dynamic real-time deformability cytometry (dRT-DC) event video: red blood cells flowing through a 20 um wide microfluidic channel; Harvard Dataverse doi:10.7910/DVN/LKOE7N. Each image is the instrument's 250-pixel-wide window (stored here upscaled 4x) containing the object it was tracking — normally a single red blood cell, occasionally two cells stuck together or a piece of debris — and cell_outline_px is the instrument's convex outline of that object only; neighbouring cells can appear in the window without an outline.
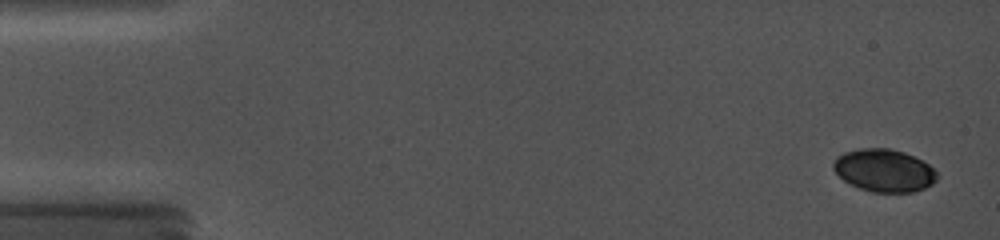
{"species": "common noctule bat (a hibernating species)", "species_latin": "Nyctalus noctula", "temperature_condition": "cold", "stored_images_in_passage": 10, "camera_frame_rate_fps": 5000, "um_per_image_px": 0.085, "animal": {"sex": "female", "body_mass_g": 19.0, "forearm_length_mm": 56.7}, "frame": {"image": 1, "passage_image": 2, "time_ms": 0.6, "image_size_px": [1000, 240], "cell_outline_px": [[940, 176], [932, 184], [924, 188], [912, 192], [872, 192], [860, 188], [844, 180], [832, 168], [832, 164], [836, 156], [844, 152], [860, 148], [888, 148], [904, 152], [928, 164]], "centroid_in_image_um": [75.14, 14.48], "position_along_channel_um": 9.9, "area_um2": 25.66}}
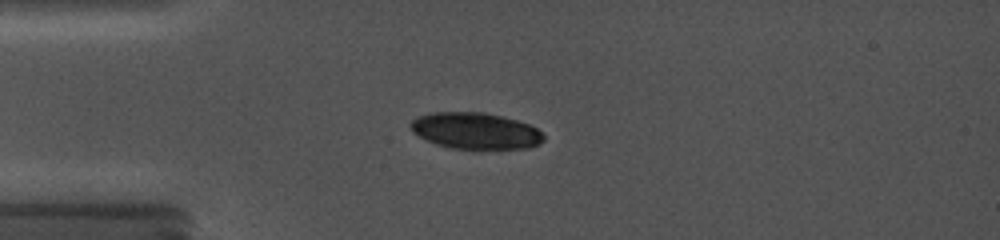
{"frame": {"image": 2, "passage_image": 9, "time_ms": 4.6, "image_size_px": [1000, 240], "cell_outline_px": [[544, 140], [540, 144], [528, 148], [480, 152], [476, 152], [452, 148], [436, 144], [412, 132], [408, 124], [416, 116], [428, 112], [484, 112], [516, 120], [528, 124], [536, 128], [544, 136]], "centroid_in_image_um": [40.41, 11.17], "position_along_channel_um": 44.6, "area_um2": 29.25}}